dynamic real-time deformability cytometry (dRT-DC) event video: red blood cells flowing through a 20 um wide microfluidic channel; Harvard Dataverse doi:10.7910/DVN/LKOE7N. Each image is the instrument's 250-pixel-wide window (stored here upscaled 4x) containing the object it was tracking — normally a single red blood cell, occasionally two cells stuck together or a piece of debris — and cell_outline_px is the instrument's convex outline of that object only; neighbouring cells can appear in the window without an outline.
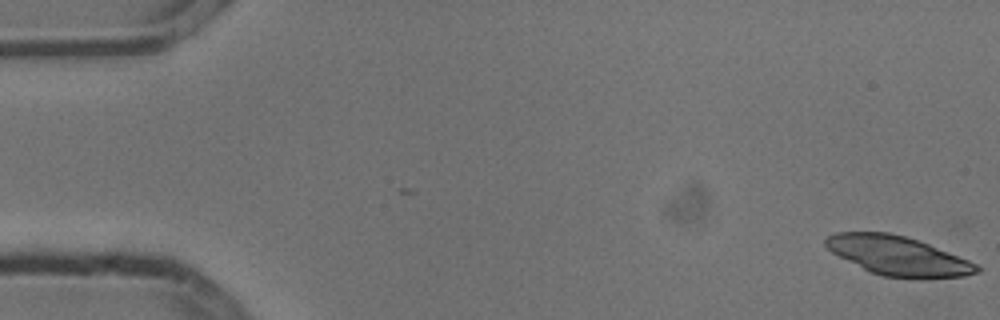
{"species": "common noctule bat (a hibernating species)", "species_latin": "Nyctalus noctula", "temperature_condition": "cold", "stored_images_in_passage": 5, "camera_frame_rate_fps": 3000, "um_per_image_px": 0.085, "animal": {"sex": "male", "body_mass_g": 13.3}, "frame": {"image": 1, "passage_image": 1, "time_ms": 0.0, "image_size_px": [1000, 320], "cell_outline_px": [[980, 272], [964, 276], [924, 280], [916, 280], [884, 276], [872, 272], [832, 252], [824, 244], [824, 240], [828, 236], [836, 232], [888, 232], [904, 236], [928, 244], [968, 260], [976, 264], [980, 268]], "centroid_in_image_um": [76.37, 21.77], "position_along_channel_um": 8.6, "area_um2": 34.39}}